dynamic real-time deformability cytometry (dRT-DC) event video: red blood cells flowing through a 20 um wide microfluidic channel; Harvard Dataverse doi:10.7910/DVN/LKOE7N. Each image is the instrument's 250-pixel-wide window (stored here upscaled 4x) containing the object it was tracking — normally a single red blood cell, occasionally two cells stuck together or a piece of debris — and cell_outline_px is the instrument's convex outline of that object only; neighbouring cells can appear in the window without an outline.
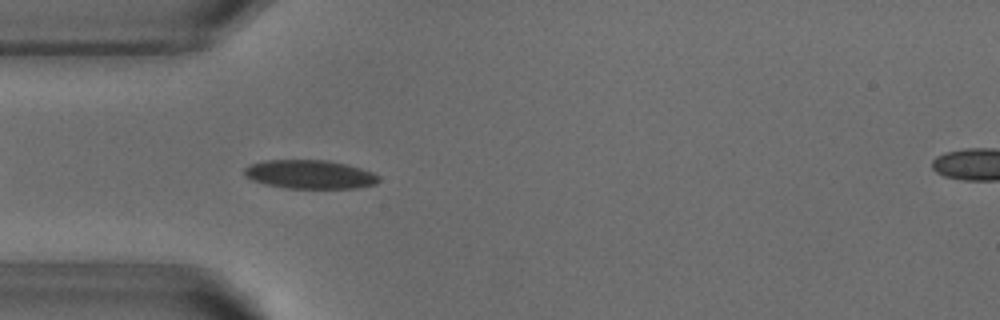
{"species": "common noctule bat (a hibernating species)", "species_latin": "Nyctalus noctula", "temperature_condition": "warm", "stored_images_in_passage": 50, "camera_frame_rate_fps": 3000, "um_per_image_px": 0.085, "animal": {"sex": "male", "body_mass_g": 18.8}, "frame": {"image": 1, "passage_image": 13, "time_ms": 4.0, "image_size_px": [1000, 320], "cell_outline_px": [[380, 180], [376, 184], [356, 188], [284, 188], [264, 184], [252, 180], [244, 176], [244, 168], [248, 164], [268, 160], [328, 160], [348, 164], [372, 172], [380, 176]], "centroid_in_image_um": [26.32, 14.82], "position_along_channel_um": 58.7, "area_um2": 22.72}}
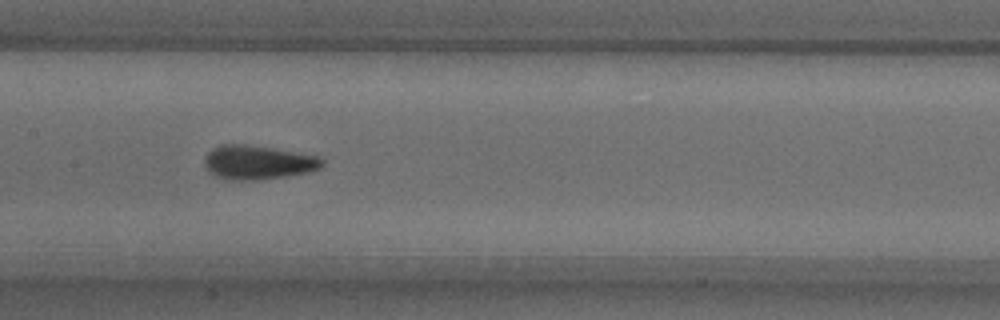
{"frame": {"image": 2, "passage_image": 23, "time_ms": 7.333, "image_size_px": [1000, 320], "cell_outline_px": [[324, 164], [320, 168], [308, 172], [284, 176], [256, 180], [228, 180], [216, 176], [208, 172], [204, 164], [204, 160], [208, 152], [212, 148], [220, 144], [244, 144], [272, 148], [316, 156], [324, 160]], "centroid_in_image_um": [21.87, 13.8], "position_along_channel_um": 185.5, "area_um2": 23.24}}
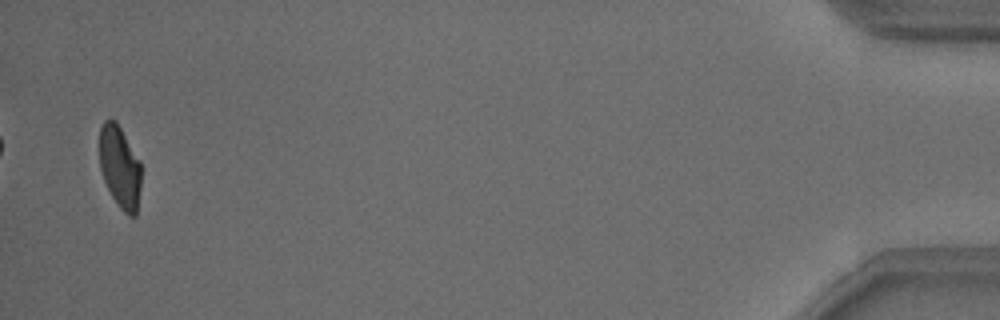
{"frame": {"image": 3, "passage_image": 49, "time_ms": 16.0, "image_size_px": [1000, 320], "cell_outline_px": [[140, 188], [136, 216], [128, 216], [120, 208], [112, 196], [104, 180], [100, 168], [100, 124], [104, 120], [116, 120], [140, 160]], "centroid_in_image_um": [10.19, 14.18], "position_along_channel_um": 425.0, "area_um2": 19.94}, "authors_computed_cell_mechanics": {"area_um2": 21.8195, "velocity_mm_per_s": 3.8199, "shape_relaxation_time_tau1_ms": 3.6238, "shape_relaxation_time_tau2_ms": 0.8857, "deformation_change_tau1": 0.1464, "deformation_change_tau2": 0.0759}}